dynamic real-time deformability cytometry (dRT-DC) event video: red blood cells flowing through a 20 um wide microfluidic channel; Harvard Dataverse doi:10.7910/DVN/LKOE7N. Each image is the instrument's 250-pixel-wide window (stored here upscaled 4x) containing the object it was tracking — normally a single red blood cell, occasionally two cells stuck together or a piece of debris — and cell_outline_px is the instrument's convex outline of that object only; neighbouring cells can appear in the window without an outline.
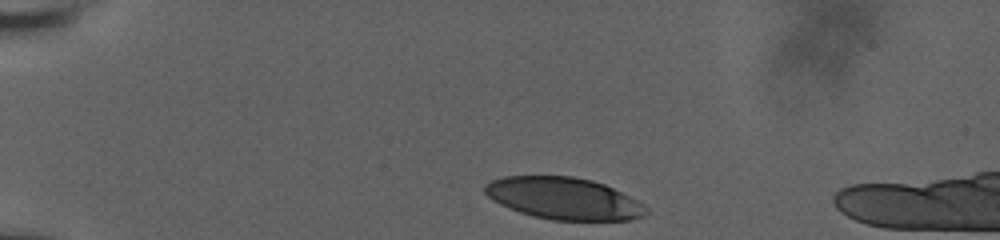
{"species": "human", "species_latin": "Homo sapiens", "temperature_condition": "room temperature", "stored_images_in_passage": 4, "camera_frame_rate_fps": 3000, "um_per_image_px": 0.085, "donor": {"sex": "male"}, "frame": {"image": 1, "passage_image": 1, "time_ms": 0.0, "image_size_px": [1000, 240], "cell_outline_px": [[648, 212], [644, 216], [628, 220], [552, 220], [532, 216], [520, 212], [500, 204], [492, 200], [484, 192], [484, 184], [492, 180], [504, 176], [572, 176], [592, 180], [604, 184], [644, 204], [648, 208]], "centroid_in_image_um": [47.91, 16.87], "position_along_channel_um": 37.1, "area_um2": 39.36}}
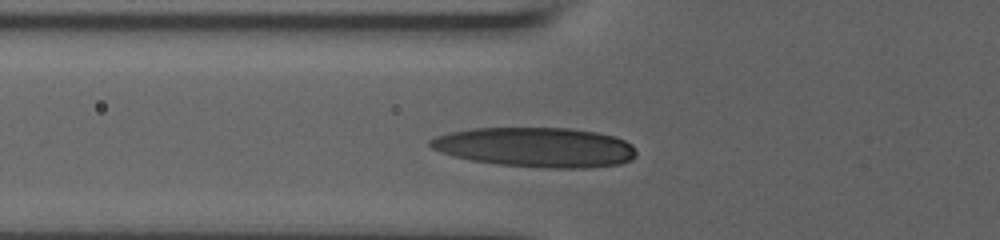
{"frame": {"image": 2, "passage_image": 4, "time_ms": 3.0, "image_size_px": [1000, 240], "cell_outline_px": [[636, 156], [632, 160], [620, 164], [588, 168], [544, 168], [496, 164], [472, 160], [440, 152], [432, 148], [428, 144], [428, 140], [436, 136], [452, 132], [472, 128], [568, 128], [596, 132], [616, 136], [632, 144], [636, 148]], "centroid_in_image_um": [45.58, 12.52], "position_along_channel_um": 80.2, "area_um2": 47.92}}